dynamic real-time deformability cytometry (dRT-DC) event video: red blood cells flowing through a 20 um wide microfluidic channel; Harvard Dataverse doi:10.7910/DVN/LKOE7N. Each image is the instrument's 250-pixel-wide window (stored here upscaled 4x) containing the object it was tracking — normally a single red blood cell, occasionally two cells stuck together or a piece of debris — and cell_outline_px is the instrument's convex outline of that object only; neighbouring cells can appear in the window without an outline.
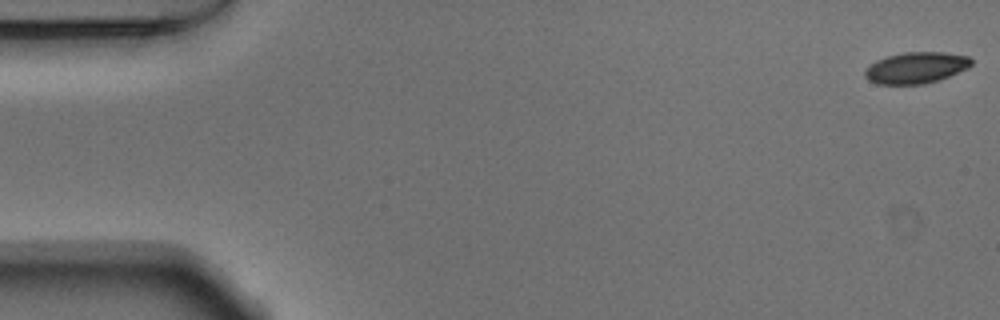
{"species": "Egyptian fruit bat (a non-hibernating species)", "species_latin": "Rousettus aegyptiacus", "temperature_condition": "warm", "stored_images_in_passage": 53, "camera_frame_rate_fps": 3000, "um_per_image_px": 0.085, "animal": {"sex": "male"}, "frame": {"image": 1, "passage_image": 1, "time_ms": 0.0, "image_size_px": [1000, 320], "cell_outline_px": [[972, 64], [968, 68], [948, 76], [924, 84], [876, 84], [868, 80], [864, 76], [864, 68], [876, 60], [888, 56], [904, 52], [944, 52], [968, 56], [972, 60]], "centroid_in_image_um": [77.82, 5.75], "position_along_channel_um": 7.2, "area_um2": 19.42}}
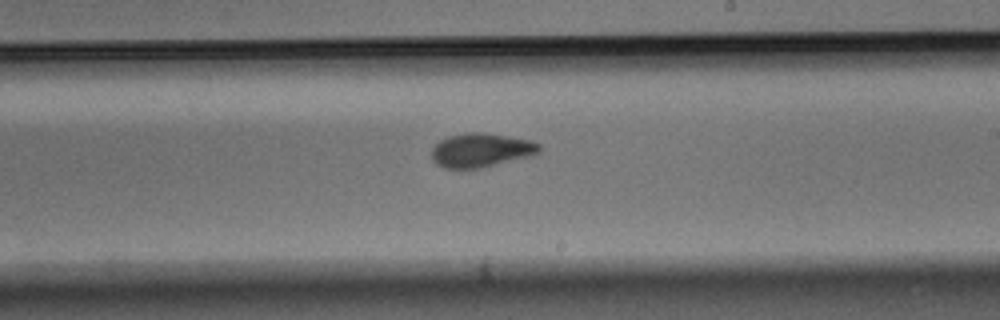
{"frame": {"image": 2, "passage_image": 31, "time_ms": 10.0, "image_size_px": [1000, 320], "cell_outline_px": [[540, 152], [536, 156], [480, 168], [444, 168], [436, 164], [432, 160], [432, 148], [440, 140], [448, 136], [468, 132], [480, 132], [532, 140], [540, 144]], "centroid_in_image_um": [40.93, 12.77], "position_along_channel_um": 248.1, "area_um2": 21.56}}
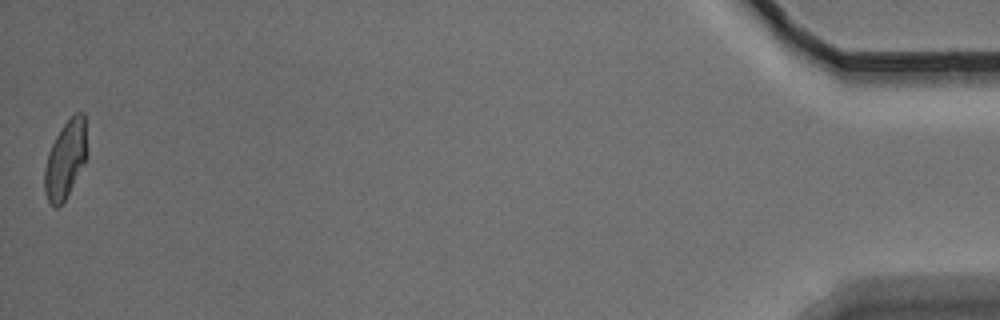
{"frame": {"image": 3, "passage_image": 53, "time_ms": 17.333, "image_size_px": [1000, 320], "cell_outline_px": [[88, 156], [84, 164], [64, 200], [56, 208], [48, 200], [44, 192], [44, 168], [48, 152], [60, 128], [76, 112], [84, 112], [88, 152]], "centroid_in_image_um": [5.58, 13.51], "position_along_channel_um": 429.6, "area_um2": 19.25}, "authors_computed_cell_mechanics": {"area_um2": 20.6346, "velocity_mm_per_s": 3.7897, "shape_relaxation_time_tau1_ms": 4.0198, "shape_relaxation_time_tau2_ms": 1.2132, "deformation_change_tau1": 0.1426, "deformation_change_tau2": 0.0442}}